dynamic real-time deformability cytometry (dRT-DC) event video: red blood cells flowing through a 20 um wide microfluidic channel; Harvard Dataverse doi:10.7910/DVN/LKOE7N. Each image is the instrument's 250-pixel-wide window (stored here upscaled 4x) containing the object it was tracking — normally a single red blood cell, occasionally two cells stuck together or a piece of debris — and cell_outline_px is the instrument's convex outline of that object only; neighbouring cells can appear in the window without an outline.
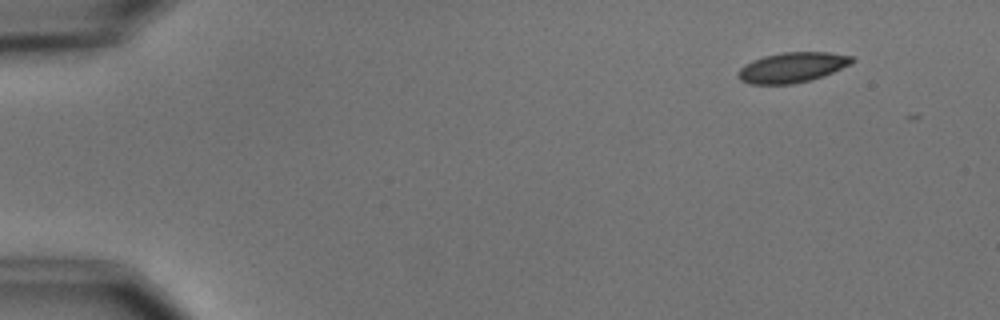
{"species": "common noctule bat (a hibernating species)", "species_latin": "Nyctalus noctula", "temperature_condition": "cold", "stored_images_in_passage": 2, "camera_frame_rate_fps": 3000, "um_per_image_px": 0.085, "animal": {"sex": "male", "body_mass_g": 15.6}, "frame": {"image": 1, "passage_image": 1, "time_ms": 0.0, "image_size_px": [1000, 320], "cell_outline_px": [[856, 60], [852, 64], [824, 76], [812, 80], [792, 84], [752, 84], [740, 80], [736, 76], [740, 68], [744, 64], [752, 60], [764, 56], [780, 52], [828, 52], [852, 56]], "centroid_in_image_um": [67.35, 5.73], "position_along_channel_um": 17.6, "area_um2": 20.29}}